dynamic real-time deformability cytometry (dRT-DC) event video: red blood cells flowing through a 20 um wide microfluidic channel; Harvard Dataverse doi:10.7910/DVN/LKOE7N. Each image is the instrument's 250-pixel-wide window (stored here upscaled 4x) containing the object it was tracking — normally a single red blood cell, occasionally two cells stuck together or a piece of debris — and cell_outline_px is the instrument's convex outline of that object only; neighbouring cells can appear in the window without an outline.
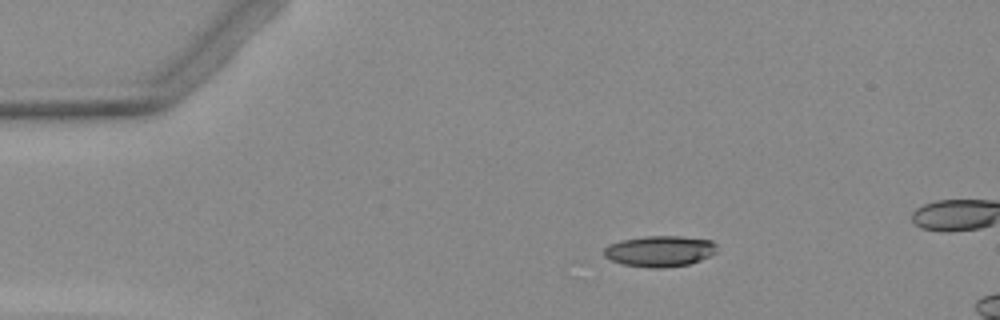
{"species": "Egyptian fruit bat (a non-hibernating species)", "species_latin": "Rousettus aegyptiacus", "temperature_condition": "warm", "stored_images_in_passage": 3, "camera_frame_rate_fps": 3000, "um_per_image_px": 0.085, "animal": {"sex": "female"}, "frame": {"image": 1, "passage_image": 1, "time_ms": 0.0, "image_size_px": [1000, 320], "cell_outline_px": [[716, 252], [700, 260], [688, 264], [664, 268], [648, 268], [624, 264], [612, 260], [604, 256], [604, 248], [608, 244], [620, 240], [644, 236], [680, 236], [712, 240], [716, 244]], "centroid_in_image_um": [56.07, 21.34], "position_along_channel_um": 28.9, "area_um2": 20.4}}